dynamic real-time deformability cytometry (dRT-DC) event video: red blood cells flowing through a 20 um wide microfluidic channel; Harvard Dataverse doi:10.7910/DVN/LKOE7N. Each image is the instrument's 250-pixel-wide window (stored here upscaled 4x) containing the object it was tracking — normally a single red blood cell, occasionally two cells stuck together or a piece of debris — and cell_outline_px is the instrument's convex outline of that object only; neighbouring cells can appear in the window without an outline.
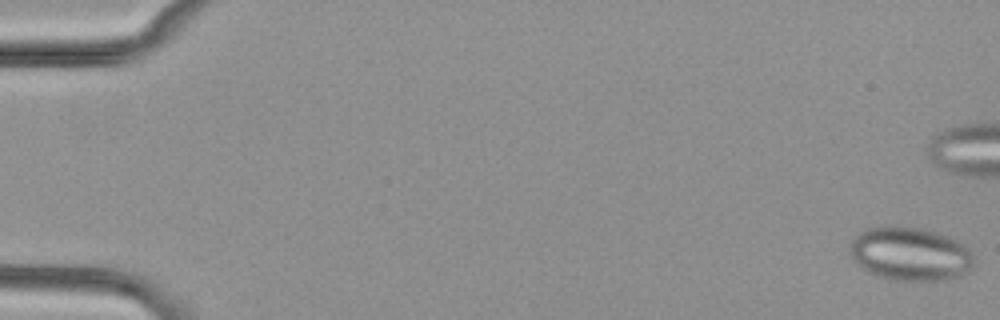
{"species": "common noctule bat (a hibernating species)", "species_latin": "Nyctalus noctula", "temperature_condition": "cold", "stored_images_in_passage": 45, "camera_frame_rate_fps": 3000, "um_per_image_px": 0.085, "animal": {"sex": "female", "body_mass_g": 29.2, "forearm_length_mm": 56.3}, "frame": {"image": 1, "passage_image": 1, "time_ms": 0.0, "image_size_px": [1000, 320], "cell_outline_px": [[976, 260], [972, 268], [968, 272], [960, 276], [948, 280], [888, 280], [876, 276], [868, 272], [852, 260], [848, 252], [852, 240], [864, 228], [884, 224], [892, 224], [924, 228], [936, 232], [956, 240], [964, 244], [972, 252]], "centroid_in_image_um": [77.35, 21.56], "position_along_channel_um": 7.7, "area_um2": 39.82}}
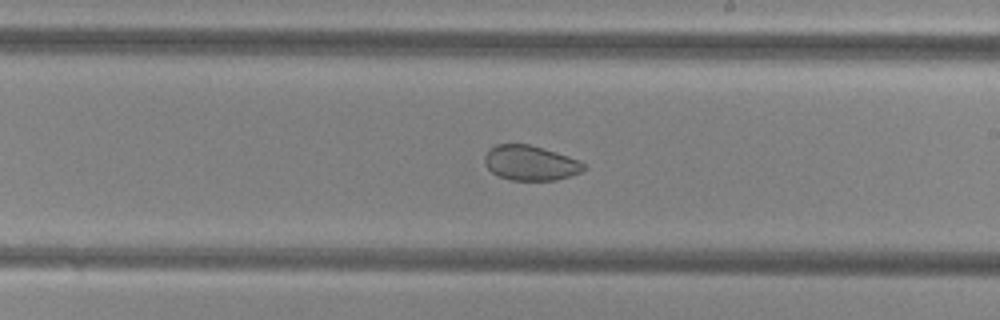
{"frame": {"image": 2, "passage_image": 33, "time_ms": 10.667, "image_size_px": [1000, 320], "cell_outline_px": [[584, 168], [580, 172], [556, 180], [508, 180], [492, 172], [484, 164], [484, 156], [488, 148], [496, 144], [528, 144], [556, 152], [580, 160], [584, 164]], "centroid_in_image_um": [45.04, 13.84], "position_along_channel_um": 244.0, "area_um2": 20.11}}
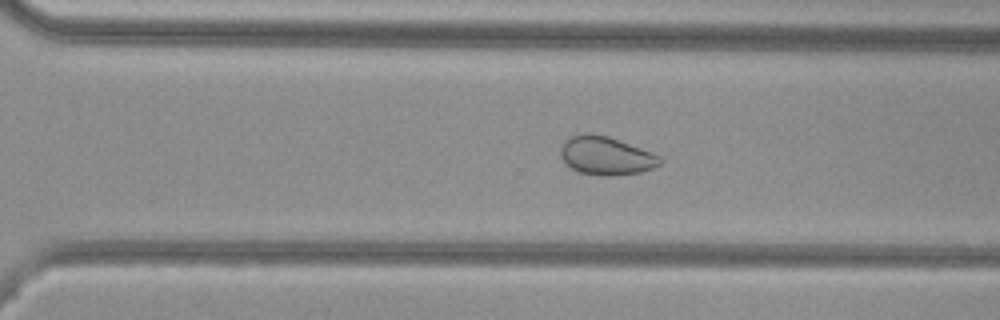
{"frame": {"image": 3, "passage_image": 39, "time_ms": 12.667, "image_size_px": [1000, 320], "cell_outline_px": [[664, 160], [660, 164], [652, 168], [640, 172], [612, 176], [604, 176], [580, 172], [572, 168], [560, 156], [560, 144], [564, 140], [572, 136], [588, 132], [608, 136], [640, 148], [660, 156]], "centroid_in_image_um": [51.49, 13.23], "position_along_channel_um": 319.1, "area_um2": 22.14}}